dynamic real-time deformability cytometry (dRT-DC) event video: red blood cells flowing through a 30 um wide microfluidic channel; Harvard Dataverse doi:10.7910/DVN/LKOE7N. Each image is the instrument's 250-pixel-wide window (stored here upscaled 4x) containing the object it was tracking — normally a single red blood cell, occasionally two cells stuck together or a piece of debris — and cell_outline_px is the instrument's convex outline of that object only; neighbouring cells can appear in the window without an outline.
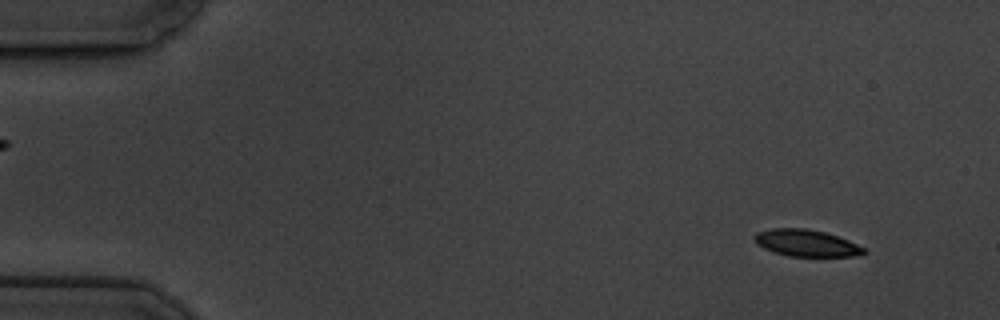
{"species": "common noctule bat (a hibernating species)", "species_latin": "Nyctalus noctula", "temperature_condition": "cold", "stored_images_in_passage": 9, "camera_frame_rate_fps": 3000, "um_per_image_px": 0.085, "animal": {"sex": "male", "body_mass_g": 19.5, "forearm_length_mm": 54.6}, "frame": {"image": 1, "passage_image": 2, "time_ms": 1.333, "image_size_px": [1000, 320], "cell_outline_px": [[868, 252], [860, 256], [788, 256], [764, 248], [756, 244], [752, 240], [752, 236], [756, 232], [772, 228], [804, 228], [824, 232], [848, 240], [864, 248]], "centroid_in_image_um": [68.5, 20.66], "position_along_channel_um": 16.5, "area_um2": 17.11}}
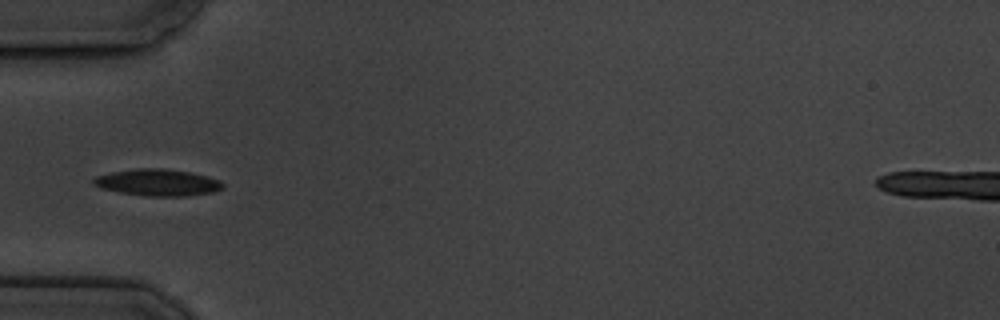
{"frame": {"image": 2, "passage_image": 6, "time_ms": 6.0, "image_size_px": [1000, 320], "cell_outline_px": [[224, 188], [212, 192], [188, 196], [144, 196], [120, 192], [104, 188], [92, 184], [92, 180], [96, 176], [112, 172], [140, 168], [160, 168], [188, 172], [208, 176], [220, 180], [224, 184]], "centroid_in_image_um": [13.43, 15.52], "position_along_channel_um": 71.6, "area_um2": 20.0}}
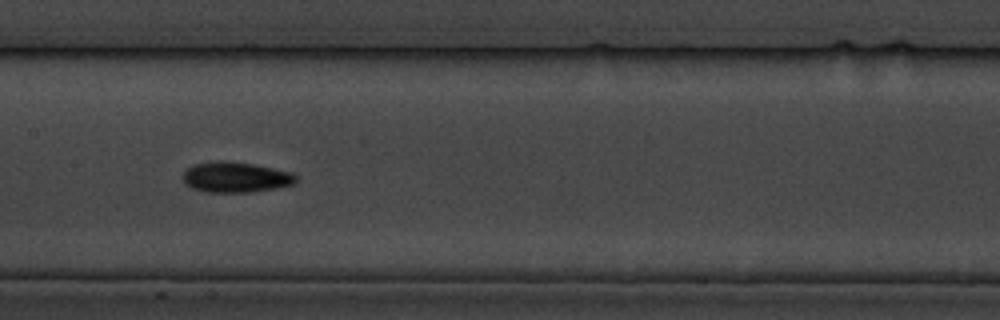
{"frame": {"image": 3, "passage_image": 9, "time_ms": 9.333, "image_size_px": [1000, 320], "cell_outline_px": [[296, 180], [292, 184], [276, 188], [248, 192], [208, 192], [192, 188], [184, 184], [180, 176], [192, 164], [220, 160], [252, 164], [292, 172], [296, 176]], "centroid_in_image_um": [19.96, 15.06], "position_along_channel_um": 187.4, "area_um2": 20.06}}